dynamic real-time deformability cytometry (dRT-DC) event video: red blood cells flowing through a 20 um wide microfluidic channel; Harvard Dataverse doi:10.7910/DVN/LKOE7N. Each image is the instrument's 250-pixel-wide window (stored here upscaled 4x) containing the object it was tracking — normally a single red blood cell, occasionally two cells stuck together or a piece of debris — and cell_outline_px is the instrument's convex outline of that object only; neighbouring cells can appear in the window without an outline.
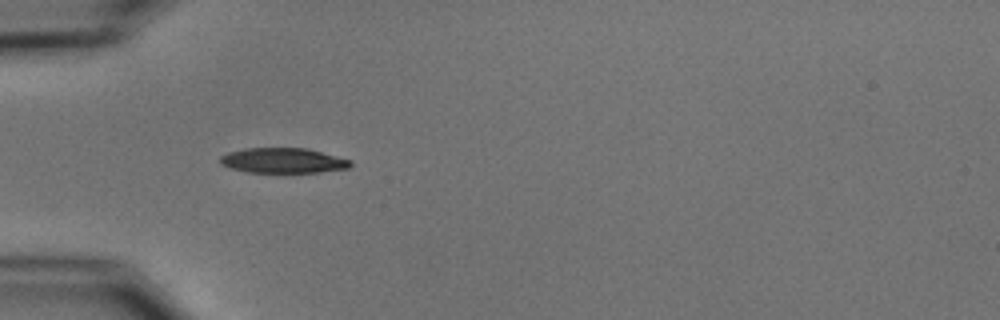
{"species": "common noctule bat (a hibernating species)", "species_latin": "Nyctalus noctula", "temperature_condition": "cold", "stored_images_in_passage": 10, "camera_frame_rate_fps": 3000, "um_per_image_px": 0.085, "animal": {"sex": "male", "body_mass_g": 15.6}, "frame": {"image": 1, "passage_image": 4, "time_ms": 3.333, "image_size_px": [1000, 320], "cell_outline_px": [[352, 164], [348, 168], [320, 172], [244, 172], [220, 164], [220, 156], [228, 152], [244, 148], [308, 148], [352, 160]], "centroid_in_image_um": [24.06, 13.64], "position_along_channel_um": 60.9, "area_um2": 19.13}}
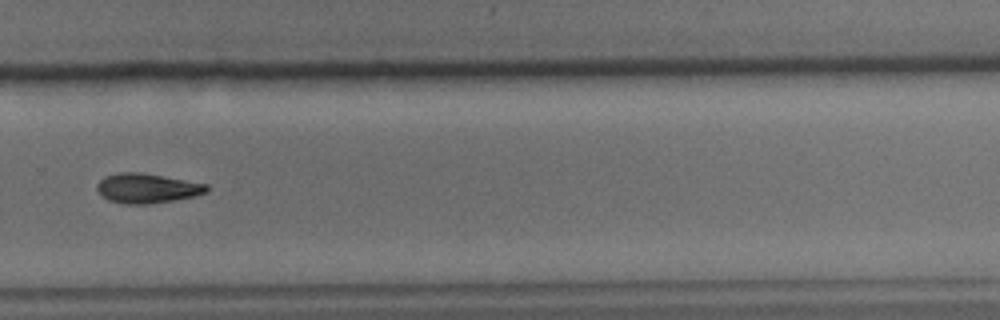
{"frame": {"image": 2, "passage_image": 10, "time_ms": 10.333, "image_size_px": [1000, 320], "cell_outline_px": [[208, 192], [196, 196], [148, 204], [124, 204], [108, 200], [96, 188], [96, 184], [104, 176], [120, 172], [140, 172], [208, 184]], "centroid_in_image_um": [12.5, 16.0], "position_along_channel_um": 317.3, "area_um2": 18.9}}